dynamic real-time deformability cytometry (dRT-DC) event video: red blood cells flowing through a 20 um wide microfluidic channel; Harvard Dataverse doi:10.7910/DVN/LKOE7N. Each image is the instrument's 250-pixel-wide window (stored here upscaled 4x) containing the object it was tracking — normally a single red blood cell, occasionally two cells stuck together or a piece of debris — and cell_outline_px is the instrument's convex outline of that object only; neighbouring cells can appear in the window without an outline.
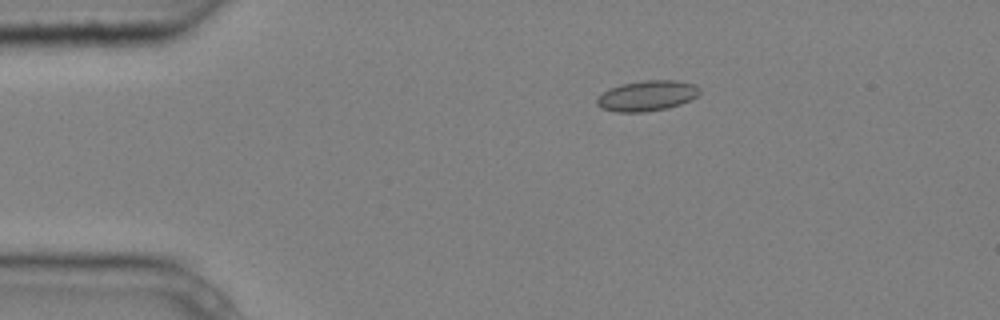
{"species": "common noctule bat (a hibernating species)", "species_latin": "Nyctalus noctula", "temperature_condition": "cold", "stored_images_in_passage": 2, "camera_frame_rate_fps": 3000, "um_per_image_px": 0.085, "animal": {"sex": "male", "body_mass_g": 20.4}, "frame": {"image": 1, "passage_image": 1, "time_ms": 0.0, "image_size_px": [1000, 320], "cell_outline_px": [[700, 92], [696, 96], [680, 104], [668, 108], [644, 112], [616, 112], [600, 108], [596, 104], [596, 100], [608, 88], [624, 84], [644, 80], [676, 80], [696, 84], [700, 88]], "centroid_in_image_um": [55.0, 8.14], "position_along_channel_um": 30.0, "area_um2": 18.21}}